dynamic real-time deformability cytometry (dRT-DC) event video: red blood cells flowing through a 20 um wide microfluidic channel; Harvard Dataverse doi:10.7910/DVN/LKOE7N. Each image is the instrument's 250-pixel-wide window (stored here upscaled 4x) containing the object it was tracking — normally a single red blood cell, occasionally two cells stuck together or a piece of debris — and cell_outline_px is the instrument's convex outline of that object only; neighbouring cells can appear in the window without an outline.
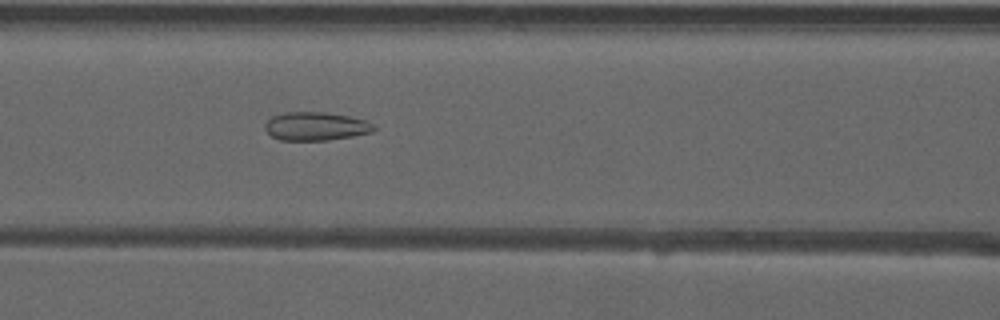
{"species": "common noctule bat (a hibernating species)", "species_latin": "Nyctalus noctula", "temperature_condition": "warm", "stored_images_in_passage": 36, "camera_frame_rate_fps": 3000, "um_per_image_px": 0.085, "animal": {"sex": "male", "forearm_length_mm": 52.5}, "frame": {"image": 1, "passage_image": 7, "time_ms": 2.0, "image_size_px": [1000, 320], "cell_outline_px": [[376, 128], [372, 132], [352, 136], [328, 140], [280, 140], [272, 136], [264, 128], [264, 124], [272, 116], [284, 112], [324, 112], [348, 116], [368, 120]], "centroid_in_image_um": [26.84, 10.73], "position_along_channel_um": 139.8, "area_um2": 18.03}}
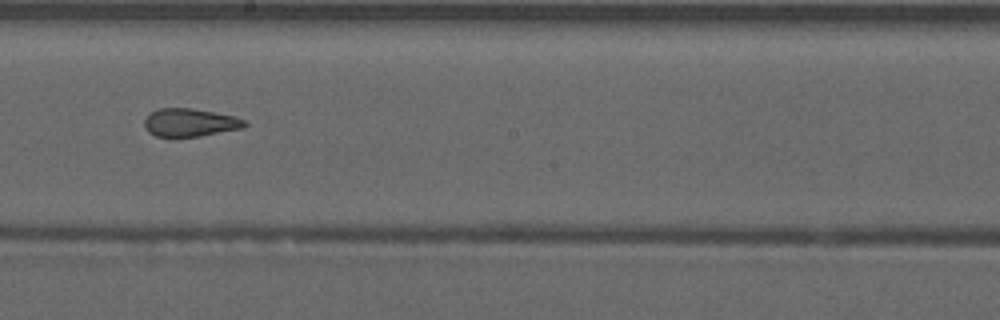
{"frame": {"image": 2, "passage_image": 14, "time_ms": 4.333, "image_size_px": [1000, 320], "cell_outline_px": [[248, 124], [244, 128], [200, 136], [156, 136], [148, 132], [144, 128], [144, 120], [152, 112], [160, 108], [192, 108], [232, 116], [244, 120]], "centroid_in_image_um": [16.14, 10.42], "position_along_channel_um": 232.1, "area_um2": 16.18}}
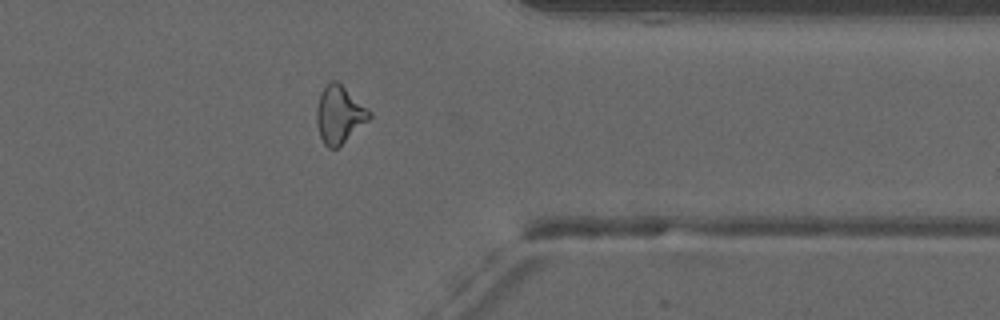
{"frame": {"image": 3, "passage_image": 26, "time_ms": 8.333, "image_size_px": [1000, 320], "cell_outline_px": [[372, 116], [368, 120], [336, 148], [328, 148], [324, 144], [320, 136], [316, 124], [316, 108], [320, 92], [332, 80], [336, 80], [372, 112]], "centroid_in_image_um": [28.81, 9.73], "position_along_channel_um": 382.6, "area_um2": 17.34}, "authors_computed_cell_mechanics": {"area_um2": 17.1377, "velocity_mm_per_s": 3.9629, "shape_relaxation_time_tau1_ms": null, "shape_relaxation_time_tau2_ms": 1.3869, "deformation_change_tau1": null, "deformation_change_tau2": 0.1025}}